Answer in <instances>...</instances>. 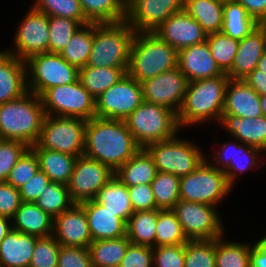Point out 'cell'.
<instances>
[{
  "instance_id": "cell-35",
  "label": "cell",
  "mask_w": 266,
  "mask_h": 267,
  "mask_svg": "<svg viewBox=\"0 0 266 267\" xmlns=\"http://www.w3.org/2000/svg\"><path fill=\"white\" fill-rule=\"evenodd\" d=\"M90 23H117L126 20L127 0H79Z\"/></svg>"
},
{
  "instance_id": "cell-16",
  "label": "cell",
  "mask_w": 266,
  "mask_h": 267,
  "mask_svg": "<svg viewBox=\"0 0 266 267\" xmlns=\"http://www.w3.org/2000/svg\"><path fill=\"white\" fill-rule=\"evenodd\" d=\"M188 79L177 67L142 82L146 102L164 106L178 113L185 98Z\"/></svg>"
},
{
  "instance_id": "cell-60",
  "label": "cell",
  "mask_w": 266,
  "mask_h": 267,
  "mask_svg": "<svg viewBox=\"0 0 266 267\" xmlns=\"http://www.w3.org/2000/svg\"><path fill=\"white\" fill-rule=\"evenodd\" d=\"M257 69L266 73V52L263 54V56L258 61Z\"/></svg>"
},
{
  "instance_id": "cell-34",
  "label": "cell",
  "mask_w": 266,
  "mask_h": 267,
  "mask_svg": "<svg viewBox=\"0 0 266 267\" xmlns=\"http://www.w3.org/2000/svg\"><path fill=\"white\" fill-rule=\"evenodd\" d=\"M256 27L257 22L239 2L236 0L224 1L221 33L241 41Z\"/></svg>"
},
{
  "instance_id": "cell-54",
  "label": "cell",
  "mask_w": 266,
  "mask_h": 267,
  "mask_svg": "<svg viewBox=\"0 0 266 267\" xmlns=\"http://www.w3.org/2000/svg\"><path fill=\"white\" fill-rule=\"evenodd\" d=\"M21 203L19 189L7 182H0V215L11 219Z\"/></svg>"
},
{
  "instance_id": "cell-17",
  "label": "cell",
  "mask_w": 266,
  "mask_h": 267,
  "mask_svg": "<svg viewBox=\"0 0 266 267\" xmlns=\"http://www.w3.org/2000/svg\"><path fill=\"white\" fill-rule=\"evenodd\" d=\"M185 0H127L126 21L136 32H153L171 15L184 9Z\"/></svg>"
},
{
  "instance_id": "cell-19",
  "label": "cell",
  "mask_w": 266,
  "mask_h": 267,
  "mask_svg": "<svg viewBox=\"0 0 266 267\" xmlns=\"http://www.w3.org/2000/svg\"><path fill=\"white\" fill-rule=\"evenodd\" d=\"M176 51L206 41L201 25L184 9L174 13L153 31Z\"/></svg>"
},
{
  "instance_id": "cell-59",
  "label": "cell",
  "mask_w": 266,
  "mask_h": 267,
  "mask_svg": "<svg viewBox=\"0 0 266 267\" xmlns=\"http://www.w3.org/2000/svg\"><path fill=\"white\" fill-rule=\"evenodd\" d=\"M11 223L12 222L10 218L0 215V243L12 229Z\"/></svg>"
},
{
  "instance_id": "cell-13",
  "label": "cell",
  "mask_w": 266,
  "mask_h": 267,
  "mask_svg": "<svg viewBox=\"0 0 266 267\" xmlns=\"http://www.w3.org/2000/svg\"><path fill=\"white\" fill-rule=\"evenodd\" d=\"M142 84L126 73L96 99V117L125 120L142 102Z\"/></svg>"
},
{
  "instance_id": "cell-44",
  "label": "cell",
  "mask_w": 266,
  "mask_h": 267,
  "mask_svg": "<svg viewBox=\"0 0 266 267\" xmlns=\"http://www.w3.org/2000/svg\"><path fill=\"white\" fill-rule=\"evenodd\" d=\"M32 7L48 16L74 19L82 26L90 23L84 16L79 0H35Z\"/></svg>"
},
{
  "instance_id": "cell-56",
  "label": "cell",
  "mask_w": 266,
  "mask_h": 267,
  "mask_svg": "<svg viewBox=\"0 0 266 267\" xmlns=\"http://www.w3.org/2000/svg\"><path fill=\"white\" fill-rule=\"evenodd\" d=\"M246 12L258 23L266 20V0H236Z\"/></svg>"
},
{
  "instance_id": "cell-23",
  "label": "cell",
  "mask_w": 266,
  "mask_h": 267,
  "mask_svg": "<svg viewBox=\"0 0 266 267\" xmlns=\"http://www.w3.org/2000/svg\"><path fill=\"white\" fill-rule=\"evenodd\" d=\"M28 92L25 61L0 50V104Z\"/></svg>"
},
{
  "instance_id": "cell-4",
  "label": "cell",
  "mask_w": 266,
  "mask_h": 267,
  "mask_svg": "<svg viewBox=\"0 0 266 267\" xmlns=\"http://www.w3.org/2000/svg\"><path fill=\"white\" fill-rule=\"evenodd\" d=\"M178 67V51L154 32H136L130 48L128 74L142 83Z\"/></svg>"
},
{
  "instance_id": "cell-46",
  "label": "cell",
  "mask_w": 266,
  "mask_h": 267,
  "mask_svg": "<svg viewBox=\"0 0 266 267\" xmlns=\"http://www.w3.org/2000/svg\"><path fill=\"white\" fill-rule=\"evenodd\" d=\"M215 246L216 239L188 240L184 267H215Z\"/></svg>"
},
{
  "instance_id": "cell-7",
  "label": "cell",
  "mask_w": 266,
  "mask_h": 267,
  "mask_svg": "<svg viewBox=\"0 0 266 267\" xmlns=\"http://www.w3.org/2000/svg\"><path fill=\"white\" fill-rule=\"evenodd\" d=\"M232 188L226 174L205 158L193 172L180 178V200L218 207Z\"/></svg>"
},
{
  "instance_id": "cell-28",
  "label": "cell",
  "mask_w": 266,
  "mask_h": 267,
  "mask_svg": "<svg viewBox=\"0 0 266 267\" xmlns=\"http://www.w3.org/2000/svg\"><path fill=\"white\" fill-rule=\"evenodd\" d=\"M12 229L34 235L46 237L53 234V217L44 212L34 202H22L19 209L11 218Z\"/></svg>"
},
{
  "instance_id": "cell-55",
  "label": "cell",
  "mask_w": 266,
  "mask_h": 267,
  "mask_svg": "<svg viewBox=\"0 0 266 267\" xmlns=\"http://www.w3.org/2000/svg\"><path fill=\"white\" fill-rule=\"evenodd\" d=\"M50 182L49 177L39 169L33 177L19 188L22 202H35Z\"/></svg>"
},
{
  "instance_id": "cell-2",
  "label": "cell",
  "mask_w": 266,
  "mask_h": 267,
  "mask_svg": "<svg viewBox=\"0 0 266 267\" xmlns=\"http://www.w3.org/2000/svg\"><path fill=\"white\" fill-rule=\"evenodd\" d=\"M229 76H220L191 81L182 106L177 113L180 128L196 126L202 122L221 120Z\"/></svg>"
},
{
  "instance_id": "cell-8",
  "label": "cell",
  "mask_w": 266,
  "mask_h": 267,
  "mask_svg": "<svg viewBox=\"0 0 266 267\" xmlns=\"http://www.w3.org/2000/svg\"><path fill=\"white\" fill-rule=\"evenodd\" d=\"M28 91L39 97L49 88L68 85L79 79V69L60 53H40L25 61Z\"/></svg>"
},
{
  "instance_id": "cell-49",
  "label": "cell",
  "mask_w": 266,
  "mask_h": 267,
  "mask_svg": "<svg viewBox=\"0 0 266 267\" xmlns=\"http://www.w3.org/2000/svg\"><path fill=\"white\" fill-rule=\"evenodd\" d=\"M29 148L20 141L0 139V182H6L11 169Z\"/></svg>"
},
{
  "instance_id": "cell-22",
  "label": "cell",
  "mask_w": 266,
  "mask_h": 267,
  "mask_svg": "<svg viewBox=\"0 0 266 267\" xmlns=\"http://www.w3.org/2000/svg\"><path fill=\"white\" fill-rule=\"evenodd\" d=\"M222 114L251 119L262 116L260 95L244 79H229Z\"/></svg>"
},
{
  "instance_id": "cell-57",
  "label": "cell",
  "mask_w": 266,
  "mask_h": 267,
  "mask_svg": "<svg viewBox=\"0 0 266 267\" xmlns=\"http://www.w3.org/2000/svg\"><path fill=\"white\" fill-rule=\"evenodd\" d=\"M250 267H266V236L259 238L250 250Z\"/></svg>"
},
{
  "instance_id": "cell-50",
  "label": "cell",
  "mask_w": 266,
  "mask_h": 267,
  "mask_svg": "<svg viewBox=\"0 0 266 267\" xmlns=\"http://www.w3.org/2000/svg\"><path fill=\"white\" fill-rule=\"evenodd\" d=\"M185 243L153 247V267H184Z\"/></svg>"
},
{
  "instance_id": "cell-51",
  "label": "cell",
  "mask_w": 266,
  "mask_h": 267,
  "mask_svg": "<svg viewBox=\"0 0 266 267\" xmlns=\"http://www.w3.org/2000/svg\"><path fill=\"white\" fill-rule=\"evenodd\" d=\"M58 267H92L89 249L61 245L58 255Z\"/></svg>"
},
{
  "instance_id": "cell-27",
  "label": "cell",
  "mask_w": 266,
  "mask_h": 267,
  "mask_svg": "<svg viewBox=\"0 0 266 267\" xmlns=\"http://www.w3.org/2000/svg\"><path fill=\"white\" fill-rule=\"evenodd\" d=\"M37 236L11 229L0 243V267H29Z\"/></svg>"
},
{
  "instance_id": "cell-48",
  "label": "cell",
  "mask_w": 266,
  "mask_h": 267,
  "mask_svg": "<svg viewBox=\"0 0 266 267\" xmlns=\"http://www.w3.org/2000/svg\"><path fill=\"white\" fill-rule=\"evenodd\" d=\"M39 169L38 157L35 152L29 148L11 169L6 182L19 189L33 177Z\"/></svg>"
},
{
  "instance_id": "cell-45",
  "label": "cell",
  "mask_w": 266,
  "mask_h": 267,
  "mask_svg": "<svg viewBox=\"0 0 266 267\" xmlns=\"http://www.w3.org/2000/svg\"><path fill=\"white\" fill-rule=\"evenodd\" d=\"M49 45L48 52L60 53L69 43L74 33L82 26L74 19L48 16Z\"/></svg>"
},
{
  "instance_id": "cell-62",
  "label": "cell",
  "mask_w": 266,
  "mask_h": 267,
  "mask_svg": "<svg viewBox=\"0 0 266 267\" xmlns=\"http://www.w3.org/2000/svg\"><path fill=\"white\" fill-rule=\"evenodd\" d=\"M257 26L262 30L264 34L265 46H266V20L258 22Z\"/></svg>"
},
{
  "instance_id": "cell-40",
  "label": "cell",
  "mask_w": 266,
  "mask_h": 267,
  "mask_svg": "<svg viewBox=\"0 0 266 267\" xmlns=\"http://www.w3.org/2000/svg\"><path fill=\"white\" fill-rule=\"evenodd\" d=\"M151 186L160 210L172 209L180 200V178L176 175L157 171Z\"/></svg>"
},
{
  "instance_id": "cell-9",
  "label": "cell",
  "mask_w": 266,
  "mask_h": 267,
  "mask_svg": "<svg viewBox=\"0 0 266 267\" xmlns=\"http://www.w3.org/2000/svg\"><path fill=\"white\" fill-rule=\"evenodd\" d=\"M177 136L151 143L144 149L153 158L157 171L181 178L193 172L206 157L200 147Z\"/></svg>"
},
{
  "instance_id": "cell-25",
  "label": "cell",
  "mask_w": 266,
  "mask_h": 267,
  "mask_svg": "<svg viewBox=\"0 0 266 267\" xmlns=\"http://www.w3.org/2000/svg\"><path fill=\"white\" fill-rule=\"evenodd\" d=\"M85 210L92 240L115 239L126 235L127 223L95 200L80 203Z\"/></svg>"
},
{
  "instance_id": "cell-20",
  "label": "cell",
  "mask_w": 266,
  "mask_h": 267,
  "mask_svg": "<svg viewBox=\"0 0 266 267\" xmlns=\"http://www.w3.org/2000/svg\"><path fill=\"white\" fill-rule=\"evenodd\" d=\"M62 246L86 247L92 243L84 207L74 203L68 210L53 218V234Z\"/></svg>"
},
{
  "instance_id": "cell-38",
  "label": "cell",
  "mask_w": 266,
  "mask_h": 267,
  "mask_svg": "<svg viewBox=\"0 0 266 267\" xmlns=\"http://www.w3.org/2000/svg\"><path fill=\"white\" fill-rule=\"evenodd\" d=\"M94 36V23L81 26L60 55L79 70L87 66Z\"/></svg>"
},
{
  "instance_id": "cell-42",
  "label": "cell",
  "mask_w": 266,
  "mask_h": 267,
  "mask_svg": "<svg viewBox=\"0 0 266 267\" xmlns=\"http://www.w3.org/2000/svg\"><path fill=\"white\" fill-rule=\"evenodd\" d=\"M188 241L180 221L172 209H158L155 247L161 245L184 244Z\"/></svg>"
},
{
  "instance_id": "cell-18",
  "label": "cell",
  "mask_w": 266,
  "mask_h": 267,
  "mask_svg": "<svg viewBox=\"0 0 266 267\" xmlns=\"http://www.w3.org/2000/svg\"><path fill=\"white\" fill-rule=\"evenodd\" d=\"M236 141V142H235ZM233 142V143H232ZM216 154L212 161H209L213 166L222 170L228 179V182L234 187L238 173H243L248 170H254L253 167L259 162L260 156H264L265 153L259 148L252 147L241 143L239 140L234 139L231 142H224L220 150L217 149ZM263 154V155H261Z\"/></svg>"
},
{
  "instance_id": "cell-36",
  "label": "cell",
  "mask_w": 266,
  "mask_h": 267,
  "mask_svg": "<svg viewBox=\"0 0 266 267\" xmlns=\"http://www.w3.org/2000/svg\"><path fill=\"white\" fill-rule=\"evenodd\" d=\"M158 209L135 211L127 221L126 235L135 245L155 247Z\"/></svg>"
},
{
  "instance_id": "cell-29",
  "label": "cell",
  "mask_w": 266,
  "mask_h": 267,
  "mask_svg": "<svg viewBox=\"0 0 266 267\" xmlns=\"http://www.w3.org/2000/svg\"><path fill=\"white\" fill-rule=\"evenodd\" d=\"M30 148L38 157L40 170L49 177L50 181L67 185L77 157L41 148L37 143Z\"/></svg>"
},
{
  "instance_id": "cell-61",
  "label": "cell",
  "mask_w": 266,
  "mask_h": 267,
  "mask_svg": "<svg viewBox=\"0 0 266 267\" xmlns=\"http://www.w3.org/2000/svg\"><path fill=\"white\" fill-rule=\"evenodd\" d=\"M261 109L264 116H266V94L260 95Z\"/></svg>"
},
{
  "instance_id": "cell-53",
  "label": "cell",
  "mask_w": 266,
  "mask_h": 267,
  "mask_svg": "<svg viewBox=\"0 0 266 267\" xmlns=\"http://www.w3.org/2000/svg\"><path fill=\"white\" fill-rule=\"evenodd\" d=\"M128 191L134 212L158 209L151 184L128 186Z\"/></svg>"
},
{
  "instance_id": "cell-33",
  "label": "cell",
  "mask_w": 266,
  "mask_h": 267,
  "mask_svg": "<svg viewBox=\"0 0 266 267\" xmlns=\"http://www.w3.org/2000/svg\"><path fill=\"white\" fill-rule=\"evenodd\" d=\"M129 67L85 66L79 70V80L84 88L96 99L112 85L116 84Z\"/></svg>"
},
{
  "instance_id": "cell-1",
  "label": "cell",
  "mask_w": 266,
  "mask_h": 267,
  "mask_svg": "<svg viewBox=\"0 0 266 267\" xmlns=\"http://www.w3.org/2000/svg\"><path fill=\"white\" fill-rule=\"evenodd\" d=\"M140 149L125 120L99 117L87 120L83 155L103 163L113 172Z\"/></svg>"
},
{
  "instance_id": "cell-10",
  "label": "cell",
  "mask_w": 266,
  "mask_h": 267,
  "mask_svg": "<svg viewBox=\"0 0 266 267\" xmlns=\"http://www.w3.org/2000/svg\"><path fill=\"white\" fill-rule=\"evenodd\" d=\"M86 122L76 117L45 115L37 144L41 148L82 156Z\"/></svg>"
},
{
  "instance_id": "cell-58",
  "label": "cell",
  "mask_w": 266,
  "mask_h": 267,
  "mask_svg": "<svg viewBox=\"0 0 266 267\" xmlns=\"http://www.w3.org/2000/svg\"><path fill=\"white\" fill-rule=\"evenodd\" d=\"M244 81L251 86L259 95L266 94V73L255 68Z\"/></svg>"
},
{
  "instance_id": "cell-26",
  "label": "cell",
  "mask_w": 266,
  "mask_h": 267,
  "mask_svg": "<svg viewBox=\"0 0 266 267\" xmlns=\"http://www.w3.org/2000/svg\"><path fill=\"white\" fill-rule=\"evenodd\" d=\"M265 52L264 34L257 26L239 41L232 68L227 73L229 79H244L257 68L258 61Z\"/></svg>"
},
{
  "instance_id": "cell-52",
  "label": "cell",
  "mask_w": 266,
  "mask_h": 267,
  "mask_svg": "<svg viewBox=\"0 0 266 267\" xmlns=\"http://www.w3.org/2000/svg\"><path fill=\"white\" fill-rule=\"evenodd\" d=\"M118 267H153V247L130 243Z\"/></svg>"
},
{
  "instance_id": "cell-43",
  "label": "cell",
  "mask_w": 266,
  "mask_h": 267,
  "mask_svg": "<svg viewBox=\"0 0 266 267\" xmlns=\"http://www.w3.org/2000/svg\"><path fill=\"white\" fill-rule=\"evenodd\" d=\"M206 41L216 64L227 74L232 68L239 41L221 32L207 35Z\"/></svg>"
},
{
  "instance_id": "cell-41",
  "label": "cell",
  "mask_w": 266,
  "mask_h": 267,
  "mask_svg": "<svg viewBox=\"0 0 266 267\" xmlns=\"http://www.w3.org/2000/svg\"><path fill=\"white\" fill-rule=\"evenodd\" d=\"M44 212L55 218L64 211L68 210L74 202L71 200L67 185L50 182L34 202Z\"/></svg>"
},
{
  "instance_id": "cell-14",
  "label": "cell",
  "mask_w": 266,
  "mask_h": 267,
  "mask_svg": "<svg viewBox=\"0 0 266 267\" xmlns=\"http://www.w3.org/2000/svg\"><path fill=\"white\" fill-rule=\"evenodd\" d=\"M18 24L14 35L15 48L5 50L18 59L26 61L33 55L48 52V15L32 6Z\"/></svg>"
},
{
  "instance_id": "cell-32",
  "label": "cell",
  "mask_w": 266,
  "mask_h": 267,
  "mask_svg": "<svg viewBox=\"0 0 266 267\" xmlns=\"http://www.w3.org/2000/svg\"><path fill=\"white\" fill-rule=\"evenodd\" d=\"M224 0H185L184 10L209 35L219 33L223 24Z\"/></svg>"
},
{
  "instance_id": "cell-5",
  "label": "cell",
  "mask_w": 266,
  "mask_h": 267,
  "mask_svg": "<svg viewBox=\"0 0 266 267\" xmlns=\"http://www.w3.org/2000/svg\"><path fill=\"white\" fill-rule=\"evenodd\" d=\"M136 31L126 20L94 23V36L87 66L129 67L130 48Z\"/></svg>"
},
{
  "instance_id": "cell-47",
  "label": "cell",
  "mask_w": 266,
  "mask_h": 267,
  "mask_svg": "<svg viewBox=\"0 0 266 267\" xmlns=\"http://www.w3.org/2000/svg\"><path fill=\"white\" fill-rule=\"evenodd\" d=\"M60 246L53 235L37 237L29 267H58Z\"/></svg>"
},
{
  "instance_id": "cell-31",
  "label": "cell",
  "mask_w": 266,
  "mask_h": 267,
  "mask_svg": "<svg viewBox=\"0 0 266 267\" xmlns=\"http://www.w3.org/2000/svg\"><path fill=\"white\" fill-rule=\"evenodd\" d=\"M156 173L153 158L144 148H141L114 172L117 178L127 186L151 184Z\"/></svg>"
},
{
  "instance_id": "cell-11",
  "label": "cell",
  "mask_w": 266,
  "mask_h": 267,
  "mask_svg": "<svg viewBox=\"0 0 266 267\" xmlns=\"http://www.w3.org/2000/svg\"><path fill=\"white\" fill-rule=\"evenodd\" d=\"M45 115L76 117L90 120L96 117L95 98L81 81L51 87L40 96Z\"/></svg>"
},
{
  "instance_id": "cell-21",
  "label": "cell",
  "mask_w": 266,
  "mask_h": 267,
  "mask_svg": "<svg viewBox=\"0 0 266 267\" xmlns=\"http://www.w3.org/2000/svg\"><path fill=\"white\" fill-rule=\"evenodd\" d=\"M178 68L189 82L224 74L211 55L207 41L179 50Z\"/></svg>"
},
{
  "instance_id": "cell-15",
  "label": "cell",
  "mask_w": 266,
  "mask_h": 267,
  "mask_svg": "<svg viewBox=\"0 0 266 267\" xmlns=\"http://www.w3.org/2000/svg\"><path fill=\"white\" fill-rule=\"evenodd\" d=\"M114 172L103 163L85 155L77 157L67 189L74 203L94 200L98 191L110 180Z\"/></svg>"
},
{
  "instance_id": "cell-30",
  "label": "cell",
  "mask_w": 266,
  "mask_h": 267,
  "mask_svg": "<svg viewBox=\"0 0 266 267\" xmlns=\"http://www.w3.org/2000/svg\"><path fill=\"white\" fill-rule=\"evenodd\" d=\"M94 200L107 210L115 213L117 217L122 218L126 223L134 213L128 186L123 184L115 174L98 191Z\"/></svg>"
},
{
  "instance_id": "cell-3",
  "label": "cell",
  "mask_w": 266,
  "mask_h": 267,
  "mask_svg": "<svg viewBox=\"0 0 266 267\" xmlns=\"http://www.w3.org/2000/svg\"><path fill=\"white\" fill-rule=\"evenodd\" d=\"M44 118L41 98L30 91L0 104V139L20 141L31 147L39 140Z\"/></svg>"
},
{
  "instance_id": "cell-24",
  "label": "cell",
  "mask_w": 266,
  "mask_h": 267,
  "mask_svg": "<svg viewBox=\"0 0 266 267\" xmlns=\"http://www.w3.org/2000/svg\"><path fill=\"white\" fill-rule=\"evenodd\" d=\"M227 130L231 138L246 145L259 148L266 154V116L240 118L231 114H222L219 124Z\"/></svg>"
},
{
  "instance_id": "cell-37",
  "label": "cell",
  "mask_w": 266,
  "mask_h": 267,
  "mask_svg": "<svg viewBox=\"0 0 266 267\" xmlns=\"http://www.w3.org/2000/svg\"><path fill=\"white\" fill-rule=\"evenodd\" d=\"M130 243L127 235L92 241L88 247L92 267H118Z\"/></svg>"
},
{
  "instance_id": "cell-6",
  "label": "cell",
  "mask_w": 266,
  "mask_h": 267,
  "mask_svg": "<svg viewBox=\"0 0 266 267\" xmlns=\"http://www.w3.org/2000/svg\"><path fill=\"white\" fill-rule=\"evenodd\" d=\"M125 122L141 148L171 139L181 130L176 112L145 100L125 119Z\"/></svg>"
},
{
  "instance_id": "cell-39",
  "label": "cell",
  "mask_w": 266,
  "mask_h": 267,
  "mask_svg": "<svg viewBox=\"0 0 266 267\" xmlns=\"http://www.w3.org/2000/svg\"><path fill=\"white\" fill-rule=\"evenodd\" d=\"M251 244L216 238L215 267H250Z\"/></svg>"
},
{
  "instance_id": "cell-12",
  "label": "cell",
  "mask_w": 266,
  "mask_h": 267,
  "mask_svg": "<svg viewBox=\"0 0 266 267\" xmlns=\"http://www.w3.org/2000/svg\"><path fill=\"white\" fill-rule=\"evenodd\" d=\"M216 208L204 203L179 200L172 211L188 240H211L225 234L223 220Z\"/></svg>"
}]
</instances>
